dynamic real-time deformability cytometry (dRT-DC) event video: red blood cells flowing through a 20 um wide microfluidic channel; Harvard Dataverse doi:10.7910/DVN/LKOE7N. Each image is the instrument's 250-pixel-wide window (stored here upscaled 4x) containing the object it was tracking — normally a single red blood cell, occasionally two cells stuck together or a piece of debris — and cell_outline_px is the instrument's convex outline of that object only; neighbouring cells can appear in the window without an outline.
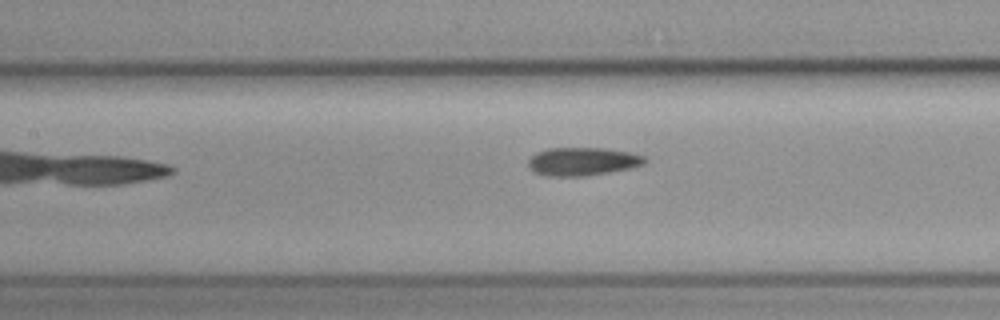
{"species": "common noctule bat (a hibernating species)", "species_latin": "Nyctalus noctula", "temperature_condition": "cold", "stored_images_in_passage": 9, "camera_frame_rate_fps": 3000, "um_per_image_px": 0.085, "animal": {"sex": "female", "body_mass_g": 19.3, "forearm_length_mm": 54.1}, "frame": {"image": 1, "passage_image": 4, "time_ms": 3.667, "image_size_px": [1000, 320], "cell_outline_px": [[648, 160], [644, 164], [632, 168], [584, 176], [548, 176], [536, 172], [528, 168], [528, 160], [536, 152], [548, 148], [604, 148], [628, 152], [644, 156]], "centroid_in_image_um": [49.51, 13.72], "position_along_channel_um": 157.9, "area_um2": 19.13}}
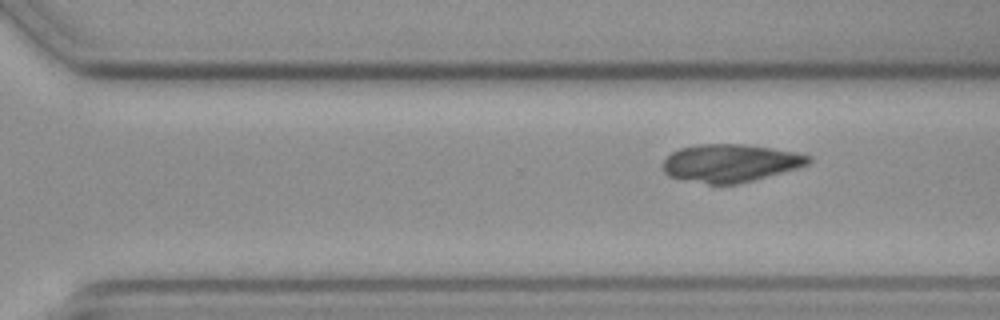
{"frame": {"image": 2, "passage_image": 9, "time_ms": 12.333, "image_size_px": [1000, 320], "cell_outline_px": [[812, 160], [808, 164], [796, 168], [740, 184], [708, 184], [668, 176], [660, 168], [660, 164], [672, 152], [680, 148], [700, 144], [744, 144], [796, 152], [812, 156]], "centroid_in_image_um": [62.05, 13.86], "position_along_channel_um": 308.6, "area_um2": 32.14}}